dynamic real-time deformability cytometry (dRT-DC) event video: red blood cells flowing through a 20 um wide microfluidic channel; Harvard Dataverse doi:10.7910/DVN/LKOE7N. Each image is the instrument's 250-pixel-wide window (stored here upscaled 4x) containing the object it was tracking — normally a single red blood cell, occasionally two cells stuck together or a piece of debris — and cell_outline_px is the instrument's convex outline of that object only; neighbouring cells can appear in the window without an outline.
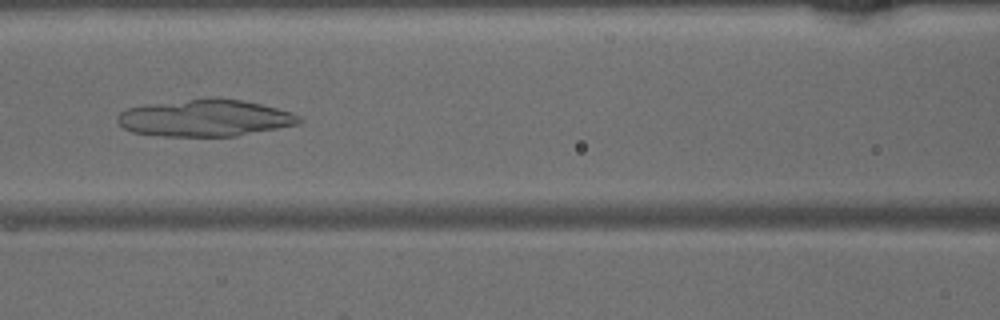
{"species": "common noctule bat (a hibernating species)", "species_latin": "Nyctalus noctula", "temperature_condition": "warm", "stored_images_in_passage": 46, "camera_frame_rate_fps": 3000, "um_per_image_px": 0.085, "animal": {"sex": "male", "body_mass_g": 15.6}, "frame": {"image": 1, "passage_image": 20, "time_ms": 6.333, "image_size_px": [1000, 320], "cell_outline_px": [[304, 120], [300, 124], [236, 136], [160, 136], [132, 132], [124, 128], [116, 120], [116, 116], [120, 112], [128, 108], [152, 104], [188, 100], [244, 100], [292, 112], [300, 116]], "centroid_in_image_um": [17.45, 10.06], "position_along_channel_um": 149.1, "area_um2": 38.32}}
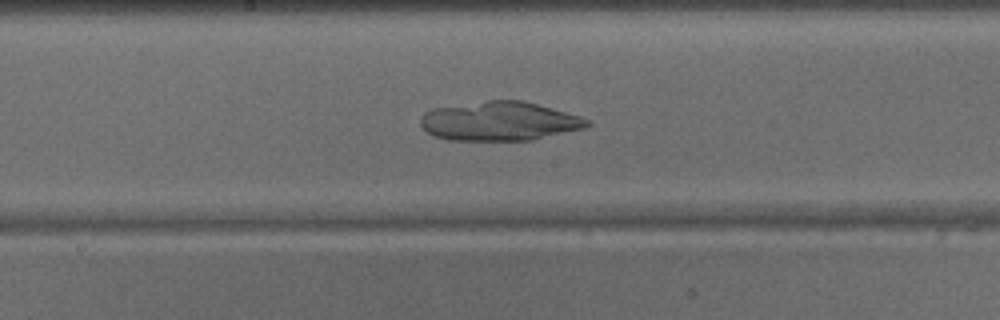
{"frame": {"image": 2, "passage_image": 24, "time_ms": 7.667, "image_size_px": [1000, 320], "cell_outline_px": [[592, 124], [584, 128], [532, 140], [448, 140], [432, 136], [420, 124], [420, 116], [424, 112], [432, 108], [488, 100], [524, 100], [580, 116], [592, 120]], "centroid_in_image_um": [42.45, 10.3], "position_along_channel_um": 205.8, "area_um2": 38.15}}
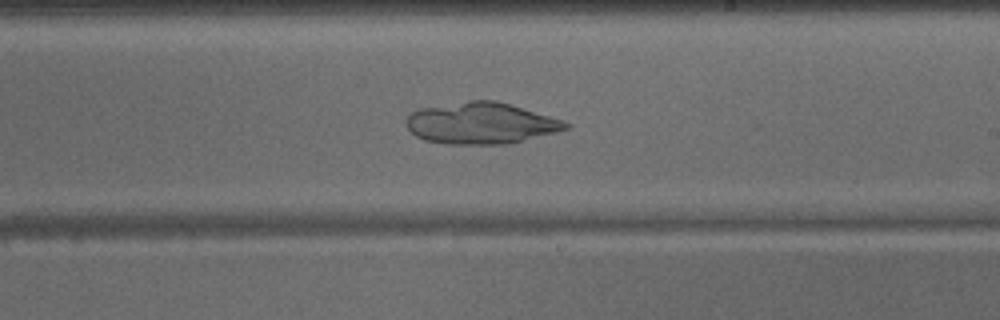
{"frame": {"image": 3, "passage_image": 27, "time_ms": 8.667, "image_size_px": [1000, 320], "cell_outline_px": [[572, 124], [568, 128], [556, 132], [504, 144], [448, 144], [424, 140], [416, 136], [408, 128], [404, 120], [412, 112], [420, 108], [472, 100], [496, 100], [548, 116]], "centroid_in_image_um": [40.83, 10.47], "position_along_channel_um": 248.2, "area_um2": 37.97}}